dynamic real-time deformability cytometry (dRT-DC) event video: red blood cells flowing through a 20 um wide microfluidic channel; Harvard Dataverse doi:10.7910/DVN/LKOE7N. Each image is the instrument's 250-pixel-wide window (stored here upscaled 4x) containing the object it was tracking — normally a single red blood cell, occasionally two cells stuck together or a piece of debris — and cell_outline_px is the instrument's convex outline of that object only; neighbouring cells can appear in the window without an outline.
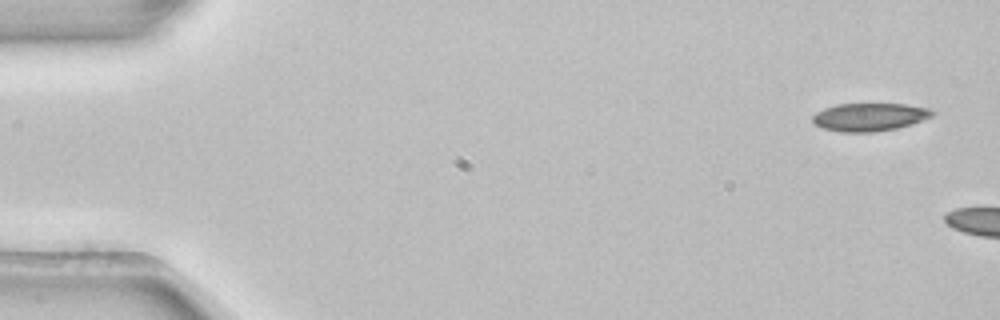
{"species": "common noctule bat (a hibernating species)", "species_latin": "Nyctalus noctula", "temperature_condition": "room temperature", "stored_images_in_passage": 2, "camera_frame_rate_fps": 3000, "um_per_image_px": 0.085, "animal": {"sex": "female", "body_mass_g": 22.7, "forearm_length_mm": 54.2}, "frame": {"image": 1, "passage_image": 1, "time_ms": 0.0, "image_size_px": [1000, 320], "cell_outline_px": [[936, 112], [932, 116], [912, 124], [896, 128], [876, 132], [840, 132], [820, 128], [812, 120], [812, 116], [816, 112], [824, 108], [836, 104], [908, 104], [928, 108]], "centroid_in_image_um": [73.9, 9.95], "position_along_channel_um": 11.1, "area_um2": 19.65}}